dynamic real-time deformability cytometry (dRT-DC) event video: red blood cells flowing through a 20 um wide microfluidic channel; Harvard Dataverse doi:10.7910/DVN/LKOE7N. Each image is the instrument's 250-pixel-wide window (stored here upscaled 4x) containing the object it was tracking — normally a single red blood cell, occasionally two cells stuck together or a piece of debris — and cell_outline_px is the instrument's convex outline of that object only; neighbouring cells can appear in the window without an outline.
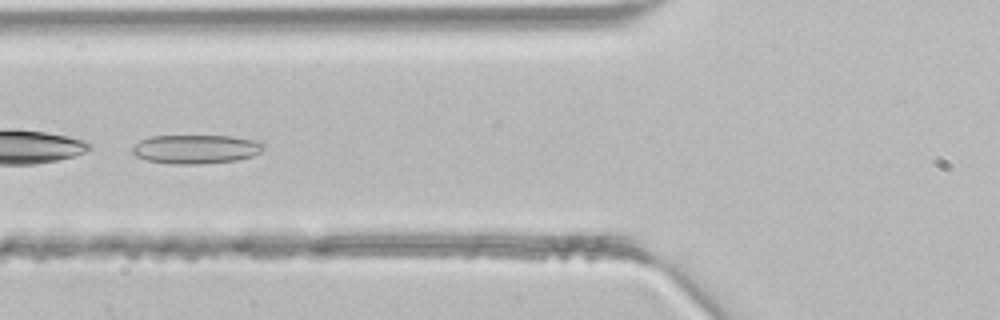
{"species": "common noctule bat (a hibernating species)", "species_latin": "Nyctalus noctula", "temperature_condition": "room temperature", "stored_images_in_passage": 3, "camera_frame_rate_fps": 3000, "um_per_image_px": 0.085, "animal": {"sex": "male", "body_mass_g": 21.5, "forearm_length_mm": 52.0}, "frame": {"image": 1, "passage_image": 3, "time_ms": 0.667, "image_size_px": [1000, 320], "cell_outline_px": [[264, 148], [260, 152], [252, 156], [236, 160], [200, 164], [172, 164], [148, 160], [136, 156], [132, 152], [132, 148], [140, 140], [152, 136], [232, 136], [252, 140], [264, 144]], "centroid_in_image_um": [16.64, 12.68], "position_along_channel_um": 109.2, "area_um2": 21.91}}